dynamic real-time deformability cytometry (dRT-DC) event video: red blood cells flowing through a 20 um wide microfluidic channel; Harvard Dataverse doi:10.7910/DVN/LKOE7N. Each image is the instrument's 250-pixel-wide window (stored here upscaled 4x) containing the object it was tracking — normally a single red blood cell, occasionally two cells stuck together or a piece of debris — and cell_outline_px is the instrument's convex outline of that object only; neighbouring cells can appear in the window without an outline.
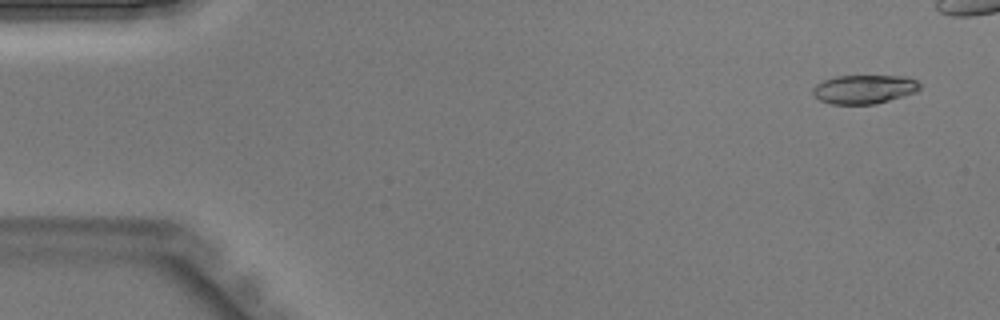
{"species": "Egyptian fruit bat (a non-hibernating species)", "species_latin": "Rousettus aegyptiacus", "temperature_condition": "warm", "stored_images_in_passage": 35, "camera_frame_rate_fps": 3000, "um_per_image_px": 0.085, "animal": {"sex": "male"}, "frame": {"image": 1, "passage_image": 1, "time_ms": 0.0, "image_size_px": [1000, 320], "cell_outline_px": [[920, 88], [916, 92], [876, 104], [832, 104], [820, 100], [812, 92], [812, 88], [816, 84], [824, 80], [836, 76], [908, 76], [916, 80], [920, 84]], "centroid_in_image_um": [73.46, 7.58], "position_along_channel_um": 11.5, "area_um2": 17.98}}
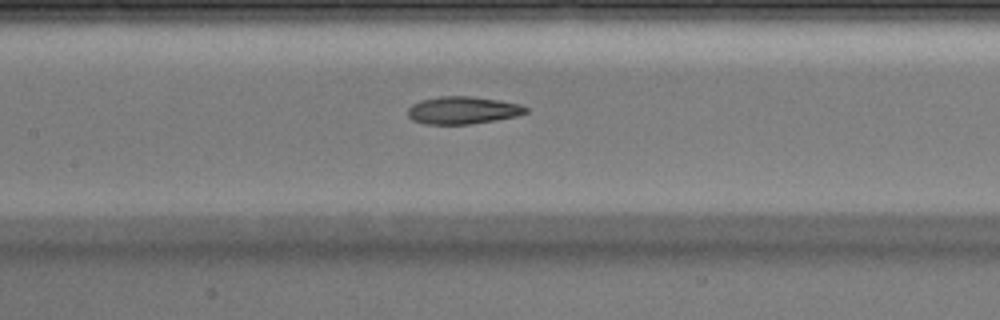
{"frame": {"image": 2, "passage_image": 19, "time_ms": 6.0, "image_size_px": [1000, 320], "cell_outline_px": [[528, 112], [516, 116], [496, 120], [468, 124], [424, 124], [412, 120], [408, 116], [408, 108], [412, 104], [420, 100], [440, 96], [468, 96], [500, 100], [520, 104], [528, 108]], "centroid_in_image_um": [39.32, 9.37], "position_along_channel_um": 168.1, "area_um2": 18.96}}
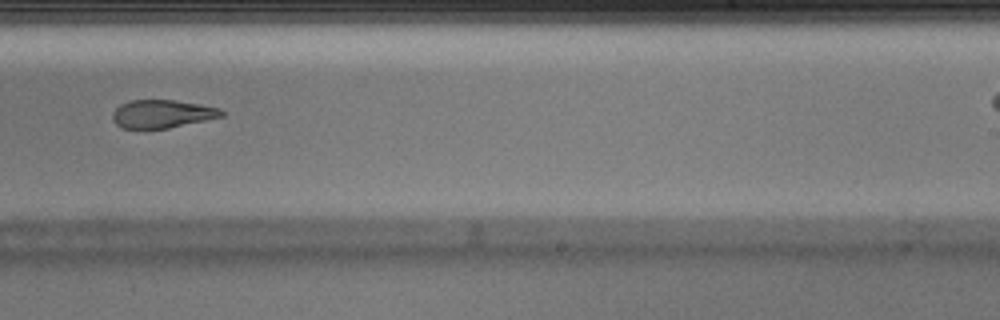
{"frame": {"image": 3, "passage_image": 26, "time_ms": 8.333, "image_size_px": [1000, 320], "cell_outline_px": [[224, 116], [168, 128], [120, 128], [112, 120], [112, 112], [120, 104], [128, 100], [176, 100], [200, 104], [220, 108], [224, 112]], "centroid_in_image_um": [13.76, 9.67], "position_along_channel_um": 275.2, "area_um2": 17.92}}